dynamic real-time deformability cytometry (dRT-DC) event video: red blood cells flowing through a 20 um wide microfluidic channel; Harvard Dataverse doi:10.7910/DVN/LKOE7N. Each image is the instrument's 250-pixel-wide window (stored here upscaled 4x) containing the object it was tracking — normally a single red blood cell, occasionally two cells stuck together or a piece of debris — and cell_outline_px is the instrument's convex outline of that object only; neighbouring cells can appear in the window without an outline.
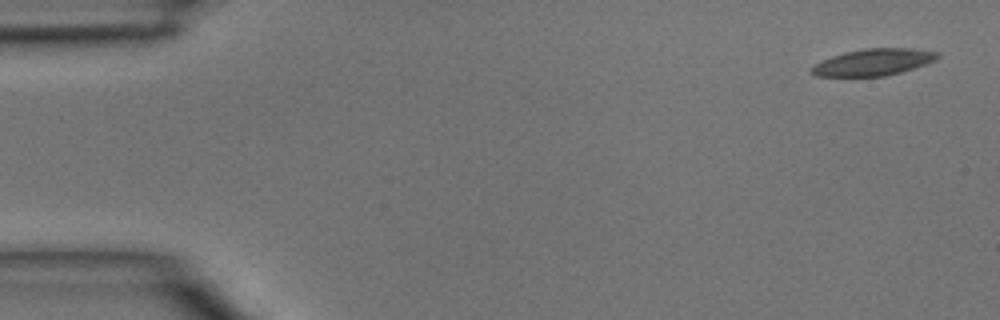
{"species": "common noctule bat (a hibernating species)", "species_latin": "Nyctalus noctula", "temperature_condition": "room temperature", "stored_images_in_passage": 4, "camera_frame_rate_fps": 3000, "um_per_image_px": 0.085, "animal": {"sex": "male", "body_mass_g": 15.6}, "frame": {"image": 1, "passage_image": 1, "time_ms": 0.0, "image_size_px": [1000, 320], "cell_outline_px": [[940, 56], [936, 60], [900, 72], [884, 76], [816, 76], [808, 72], [808, 68], [812, 64], [832, 56], [844, 52], [864, 48], [912, 48], [940, 52]], "centroid_in_image_um": [74.18, 5.28], "position_along_channel_um": 10.8, "area_um2": 19.77}}
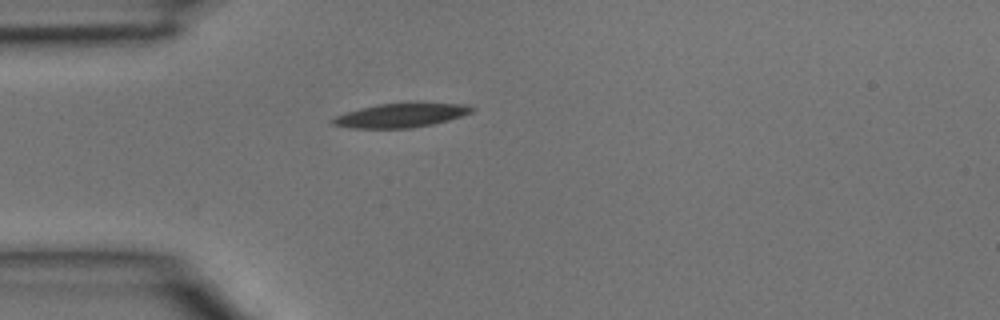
{"frame": {"image": 2, "passage_image": 4, "time_ms": 1.0, "image_size_px": [1000, 320], "cell_outline_px": [[476, 108], [472, 112], [448, 120], [432, 124], [412, 128], [348, 128], [332, 124], [328, 120], [336, 116], [360, 108], [376, 104], [464, 104]], "centroid_in_image_um": [34.01, 9.82], "position_along_channel_um": 51.0, "area_um2": 19.07}}